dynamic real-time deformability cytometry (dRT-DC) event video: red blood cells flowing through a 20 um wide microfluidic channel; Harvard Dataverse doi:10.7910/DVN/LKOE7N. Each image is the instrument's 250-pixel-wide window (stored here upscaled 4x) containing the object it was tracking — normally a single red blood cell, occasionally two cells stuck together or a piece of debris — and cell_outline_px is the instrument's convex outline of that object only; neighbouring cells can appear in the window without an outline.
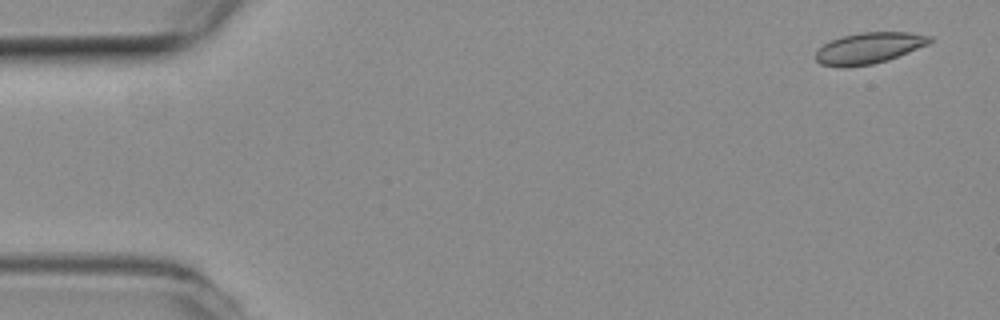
{"species": "common noctule bat (a hibernating species)", "species_latin": "Nyctalus noctula", "temperature_condition": "room temperature", "stored_images_in_passage": 7, "camera_frame_rate_fps": 3000, "um_per_image_px": 0.085, "animal": {"sex": "female", "body_mass_g": 19.3, "forearm_length_mm": 54.1}, "frame": {"image": 1, "passage_image": 1, "time_ms": 0.0, "image_size_px": [1000, 320], "cell_outline_px": [[932, 40], [928, 44], [888, 60], [872, 64], [848, 68], [840, 68], [820, 64], [816, 60], [816, 52], [824, 44], [832, 40], [844, 36], [860, 32], [908, 32], [932, 36]], "centroid_in_image_um": [73.85, 4.1], "position_along_channel_um": 11.2, "area_um2": 20.69}}
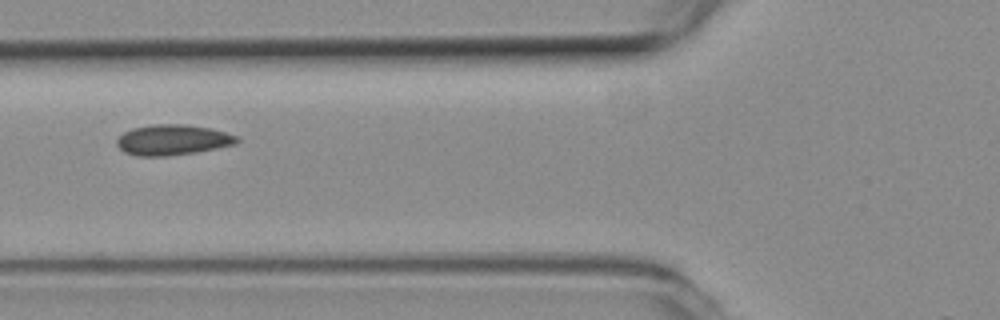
{"frame": {"image": 2, "passage_image": 4, "time_ms": 1.0, "image_size_px": [1000, 320], "cell_outline_px": [[240, 140], [236, 144], [196, 152], [168, 156], [136, 156], [124, 152], [116, 144], [116, 140], [124, 132], [132, 128], [152, 124], [188, 124], [212, 128], [240, 136]], "centroid_in_image_um": [14.7, 11.88], "position_along_channel_um": 111.1, "area_um2": 21.62}}
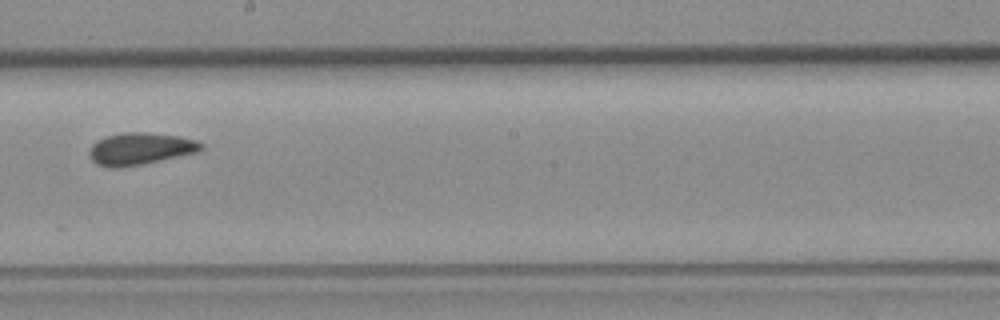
{"frame": {"image": 3, "passage_image": 7, "time_ms": 2.0, "image_size_px": [1000, 320], "cell_outline_px": [[204, 148], [196, 152], [140, 164], [120, 168], [108, 168], [96, 164], [92, 160], [88, 152], [92, 144], [96, 140], [108, 136], [124, 132], [144, 132], [180, 136], [196, 140], [204, 144]], "centroid_in_image_um": [11.88, 12.64], "position_along_channel_um": 236.3, "area_um2": 20.81}}